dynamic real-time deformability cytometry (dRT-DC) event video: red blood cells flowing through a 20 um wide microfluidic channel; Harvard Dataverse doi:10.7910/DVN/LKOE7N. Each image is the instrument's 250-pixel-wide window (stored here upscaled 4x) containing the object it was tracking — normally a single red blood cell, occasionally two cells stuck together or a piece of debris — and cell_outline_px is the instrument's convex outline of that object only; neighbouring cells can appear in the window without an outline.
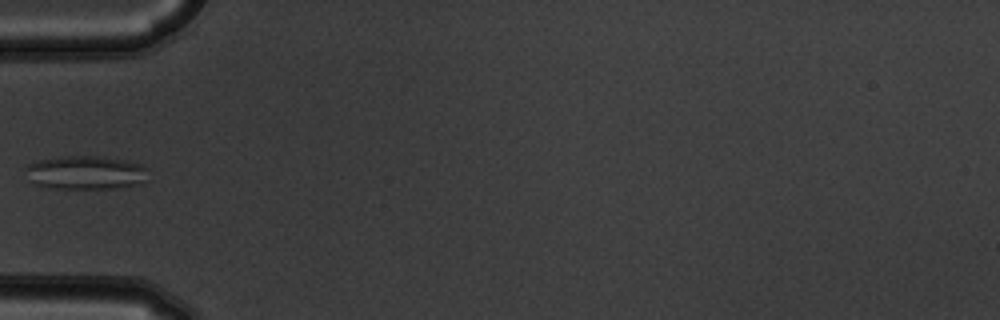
{"species": "common noctule bat (a hibernating species)", "species_latin": "Nyctalus noctula", "temperature_condition": "warm", "stored_images_in_passage": 6, "camera_frame_rate_fps": 3000, "um_per_image_px": 0.085, "animal": {"sex": "male", "body_mass_g": 19.5, "forearm_length_mm": 54.6}, "frame": {"image": 1, "passage_image": 5, "time_ms": 1.333, "image_size_px": [1000, 320], "cell_outline_px": [[148, 180], [140, 184], [112, 188], [56, 188], [36, 184], [32, 180], [24, 168], [28, 164], [36, 160], [64, 156], [100, 156], [128, 160], [140, 164], [148, 168]], "centroid_in_image_um": [7.35, 14.65], "position_along_channel_um": 77.7, "area_um2": 24.1}}
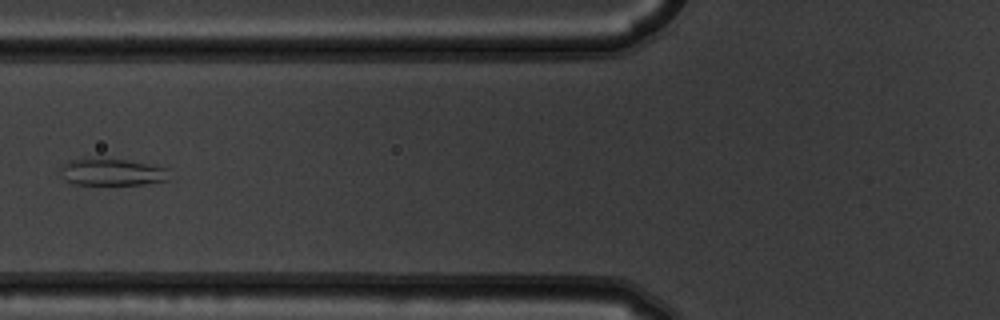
{"frame": {"image": 2, "passage_image": 6, "time_ms": 1.667, "image_size_px": [1000, 320], "cell_outline_px": [[172, 180], [144, 184], [72, 184], [64, 180], [60, 176], [60, 168], [68, 160], [84, 156], [124, 160], [168, 168]], "centroid_in_image_um": [9.47, 14.61], "position_along_channel_um": 116.3, "area_um2": 17.63}}